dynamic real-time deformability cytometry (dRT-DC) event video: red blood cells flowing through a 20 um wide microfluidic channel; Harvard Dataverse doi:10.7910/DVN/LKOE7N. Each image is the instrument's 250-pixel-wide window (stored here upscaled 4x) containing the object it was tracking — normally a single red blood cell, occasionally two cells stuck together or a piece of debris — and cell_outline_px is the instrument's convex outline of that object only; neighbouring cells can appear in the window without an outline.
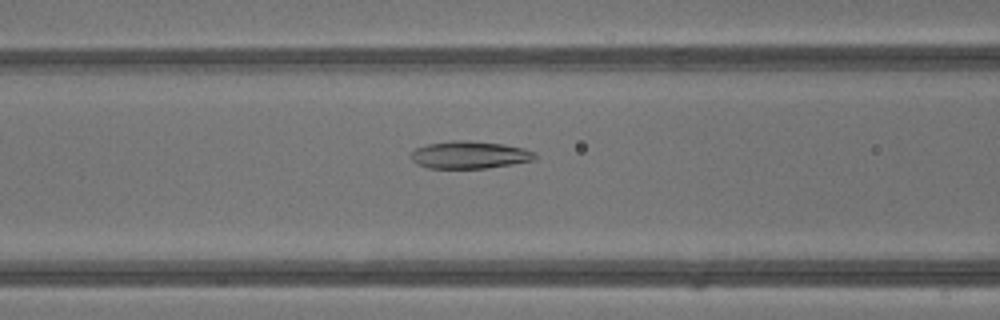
{"species": "common noctule bat (a hibernating species)", "species_latin": "Nyctalus noctula", "temperature_condition": "warm", "stored_images_in_passage": 42, "camera_frame_rate_fps": 3000, "um_per_image_px": 0.085, "animal": {"sex": "male", "body_mass_g": 13.3}, "frame": {"image": 1, "passage_image": 18, "time_ms": 5.667, "image_size_px": [1000, 320], "cell_outline_px": [[536, 160], [488, 168], [428, 168], [416, 164], [412, 160], [412, 152], [416, 148], [428, 144], [452, 140], [464, 140], [504, 144], [524, 148], [536, 152]], "centroid_in_image_um": [39.95, 13.16], "position_along_channel_um": 126.7, "area_um2": 19.88}}
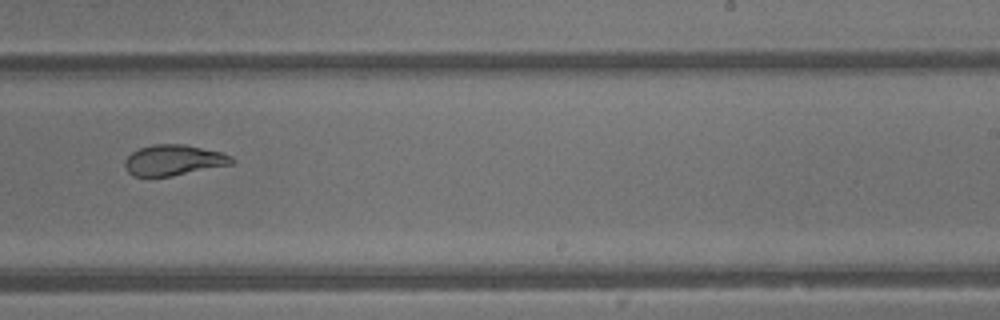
{"frame": {"image": 2, "passage_image": 27, "time_ms": 8.667, "image_size_px": [1000, 320], "cell_outline_px": [[236, 160], [232, 164], [172, 176], [132, 176], [124, 168], [124, 160], [132, 152], [140, 148], [152, 144], [184, 144], [220, 152], [232, 156]], "centroid_in_image_um": [14.74, 13.61], "position_along_channel_um": 274.3, "area_um2": 19.13}}
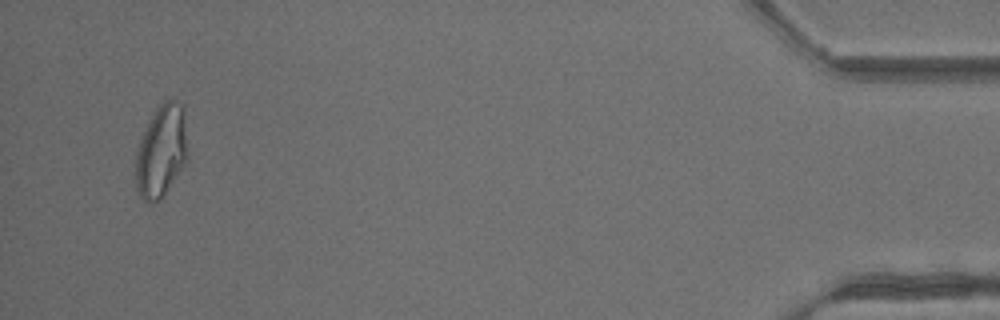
{"frame": {"image": 3, "passage_image": 41, "time_ms": 13.333, "image_size_px": [1000, 320], "cell_outline_px": [[188, 160], [160, 200], [156, 204], [148, 204], [140, 196], [136, 188], [136, 152], [140, 140], [156, 108], [164, 100], [172, 100], [184, 104], [188, 156]], "centroid_in_image_um": [13.73, 12.87], "position_along_channel_um": 421.5, "area_um2": 28.21}, "authors_computed_cell_mechanics": {"area_um2": 22.3108, "velocity_mm_per_s": 4.9379, "shape_relaxation_time_tau1_ms": null, "shape_relaxation_time_tau2_ms": 2.1274, "deformation_change_tau1": null, "deformation_change_tau2": 0.0763}}